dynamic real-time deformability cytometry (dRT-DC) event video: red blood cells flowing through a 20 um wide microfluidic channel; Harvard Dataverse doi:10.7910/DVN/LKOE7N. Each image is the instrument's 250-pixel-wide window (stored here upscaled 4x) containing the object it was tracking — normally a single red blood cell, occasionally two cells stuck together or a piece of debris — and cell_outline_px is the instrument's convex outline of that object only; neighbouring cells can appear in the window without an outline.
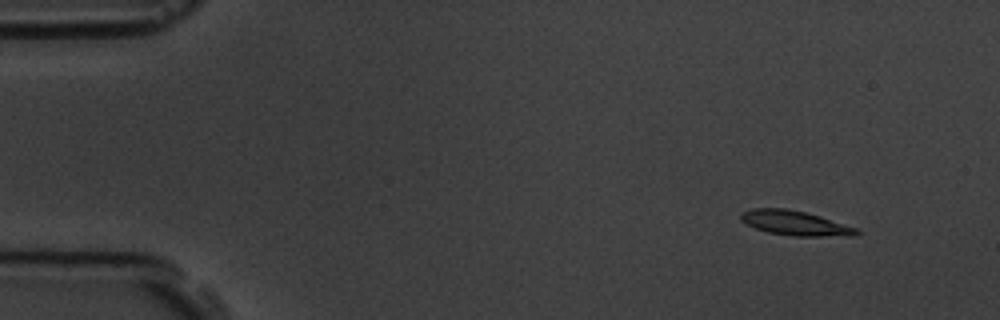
{"species": "common noctule bat (a hibernating species)", "species_latin": "Nyctalus noctula", "temperature_condition": "room temperature", "stored_images_in_passage": 7, "camera_frame_rate_fps": 3000, "um_per_image_px": 0.085, "animal": {"sex": "male", "body_mass_g": 19.5, "forearm_length_mm": 54.6}, "frame": {"image": 1, "passage_image": 2, "time_ms": 1.333, "image_size_px": [1000, 320], "cell_outline_px": [[860, 232], [856, 236], [792, 236], [768, 232], [756, 228], [740, 220], [740, 212], [752, 208], [784, 208], [804, 212], [820, 216], [860, 228]], "centroid_in_image_um": [67.63, 18.96], "position_along_channel_um": 17.4, "area_um2": 16.76}}
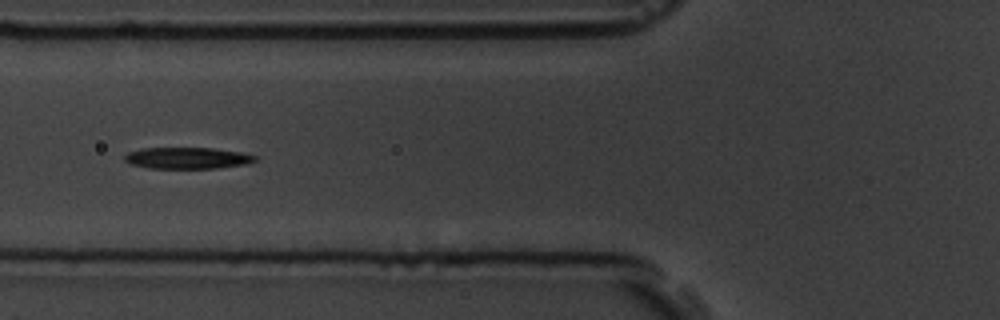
{"frame": {"image": 2, "passage_image": 6, "time_ms": 6.667, "image_size_px": [1000, 320], "cell_outline_px": [[256, 160], [244, 164], [216, 168], [148, 168], [128, 164], [124, 160], [124, 156], [128, 152], [140, 148], [212, 148], [244, 152], [256, 156]], "centroid_in_image_um": [15.88, 13.43], "position_along_channel_um": 109.9, "area_um2": 16.36}}
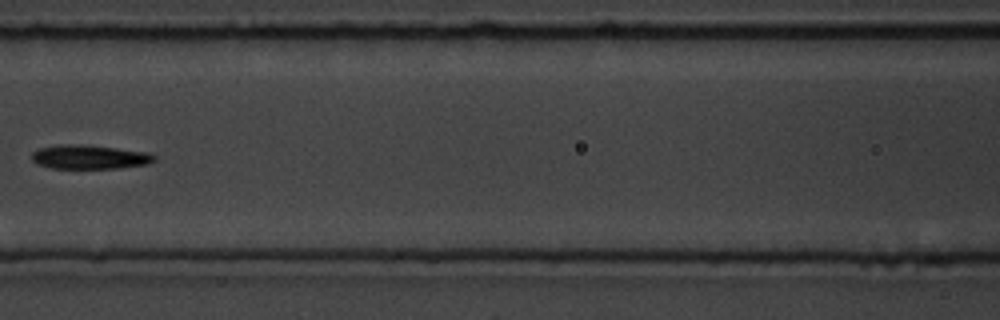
{"frame": {"image": 3, "passage_image": 7, "time_ms": 8.0, "image_size_px": [1000, 320], "cell_outline_px": [[156, 160], [148, 164], [116, 168], [52, 168], [36, 164], [32, 160], [32, 152], [36, 148], [60, 144], [72, 144], [116, 148], [148, 152], [156, 156]], "centroid_in_image_um": [7.58, 13.34], "position_along_channel_um": 159.0, "area_um2": 17.17}}